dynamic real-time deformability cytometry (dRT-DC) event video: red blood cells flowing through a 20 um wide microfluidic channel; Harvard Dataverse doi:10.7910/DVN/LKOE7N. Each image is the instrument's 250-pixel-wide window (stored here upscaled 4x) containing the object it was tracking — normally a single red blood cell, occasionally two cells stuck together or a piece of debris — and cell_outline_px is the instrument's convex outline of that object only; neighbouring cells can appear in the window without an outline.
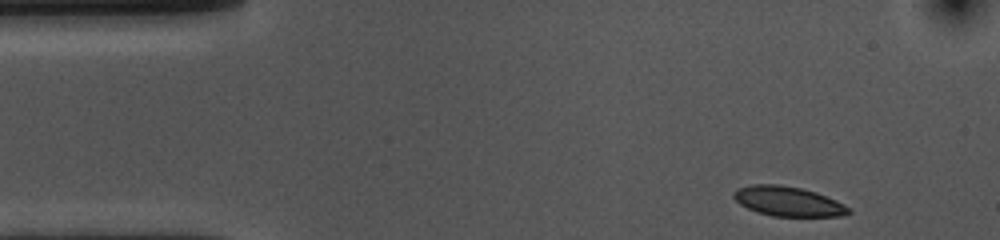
{"species": "common noctule bat (a hibernating species)", "species_latin": "Nyctalus noctula", "temperature_condition": "cold", "stored_images_in_passage": 42, "camera_frame_rate_fps": 3000, "um_per_image_px": 0.085, "animal": {"sex": "female", "body_mass_g": 10.0, "forearm_length_mm": 53.1}, "frame": {"image": 1, "passage_image": 1, "time_ms": 0.0, "image_size_px": [1000, 240], "cell_outline_px": [[852, 212], [840, 216], [772, 216], [756, 212], [740, 204], [732, 196], [732, 192], [736, 188], [752, 184], [776, 184], [800, 188], [816, 192], [836, 200], [848, 208]], "centroid_in_image_um": [66.93, 17.11], "position_along_channel_um": 18.1, "area_um2": 19.83}}
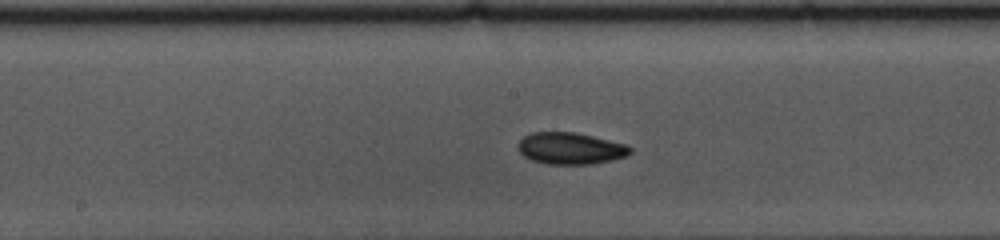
{"frame": {"image": 2, "passage_image": 22, "time_ms": 7.0, "image_size_px": [1000, 240], "cell_outline_px": [[632, 152], [628, 156], [612, 160], [592, 164], [548, 164], [532, 160], [524, 156], [520, 152], [520, 140], [524, 136], [532, 132], [576, 132], [628, 144], [632, 148]], "centroid_in_image_um": [48.56, 12.61], "position_along_channel_um": 199.6, "area_um2": 20.81}}
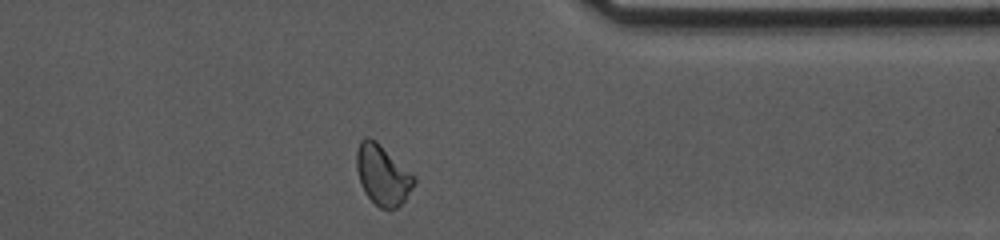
{"frame": {"image": 3, "passage_image": 38, "time_ms": 12.333, "image_size_px": [1000, 240], "cell_outline_px": [[416, 180], [412, 188], [404, 200], [396, 208], [388, 212], [380, 208], [364, 192], [360, 184], [356, 168], [356, 152], [360, 140], [364, 136], [368, 136], [376, 140]], "centroid_in_image_um": [32.46, 14.88], "position_along_channel_um": 378.9, "area_um2": 19.88}, "authors_computed_cell_mechanics": {"area_um2": 19.9988, "velocity_mm_per_s": 3.6017, "shape_relaxation_time_tau1_ms": 8.1661, "shape_relaxation_time_tau2_ms": 3.0211, "deformation_change_tau1": 0.1468, "deformation_change_tau2": 0.0798}}